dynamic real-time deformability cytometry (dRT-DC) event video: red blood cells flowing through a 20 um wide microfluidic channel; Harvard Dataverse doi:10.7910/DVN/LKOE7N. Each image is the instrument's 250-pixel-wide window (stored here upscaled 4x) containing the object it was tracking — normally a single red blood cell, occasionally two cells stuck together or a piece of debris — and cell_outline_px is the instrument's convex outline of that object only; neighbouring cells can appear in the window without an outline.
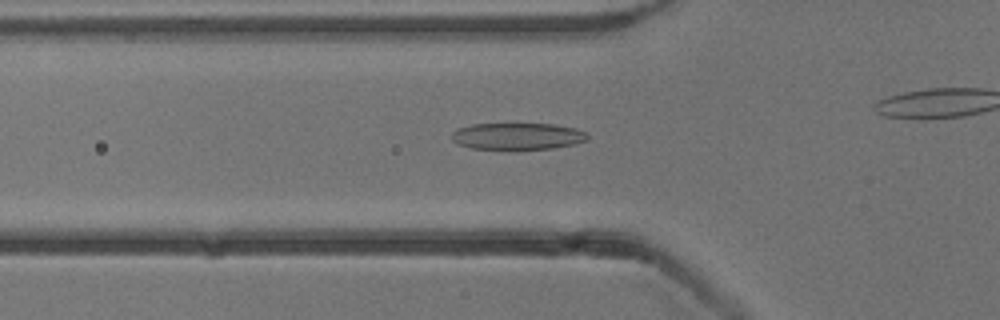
{"species": "common noctule bat (a hibernating species)", "species_latin": "Nyctalus noctula", "temperature_condition": "cold", "stored_images_in_passage": 43, "camera_frame_rate_fps": 3000, "um_per_image_px": 0.085, "animal": {"sex": "male", "body_mass_g": 13.3}, "frame": {"image": 1, "passage_image": 19, "time_ms": 6.0, "image_size_px": [1000, 320], "cell_outline_px": [[588, 136], [584, 140], [576, 144], [552, 148], [516, 152], [472, 148], [460, 144], [452, 140], [452, 132], [456, 128], [472, 124], [556, 124], [576, 128], [584, 132]], "centroid_in_image_um": [43.96, 11.61], "position_along_channel_um": 81.8, "area_um2": 21.91}}
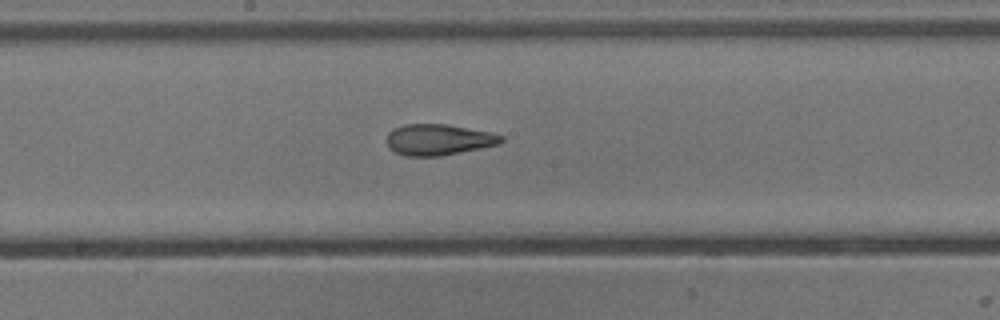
{"frame": {"image": 2, "passage_image": 29, "time_ms": 9.333, "image_size_px": [1000, 320], "cell_outline_px": [[504, 140], [500, 144], [440, 156], [404, 156], [388, 148], [388, 132], [392, 128], [404, 124], [448, 124], [488, 132], [504, 136]], "centroid_in_image_um": [37.25, 11.87], "position_along_channel_um": 210.9, "area_um2": 20.69}}
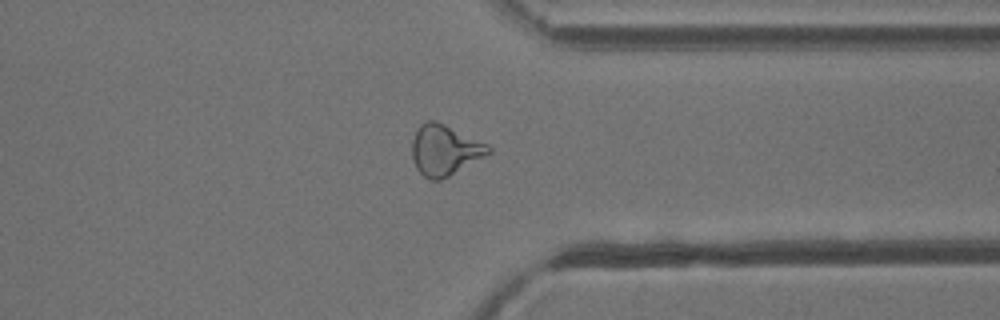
{"frame": {"image": 3, "passage_image": 42, "time_ms": 13.667, "image_size_px": [1000, 320], "cell_outline_px": [[492, 152], [448, 176], [440, 180], [432, 180], [424, 176], [416, 168], [412, 156], [412, 140], [420, 124], [428, 120], [436, 120], [488, 144], [492, 148]], "centroid_in_image_um": [37.79, 12.74], "position_along_channel_um": 373.6, "area_um2": 22.31}}